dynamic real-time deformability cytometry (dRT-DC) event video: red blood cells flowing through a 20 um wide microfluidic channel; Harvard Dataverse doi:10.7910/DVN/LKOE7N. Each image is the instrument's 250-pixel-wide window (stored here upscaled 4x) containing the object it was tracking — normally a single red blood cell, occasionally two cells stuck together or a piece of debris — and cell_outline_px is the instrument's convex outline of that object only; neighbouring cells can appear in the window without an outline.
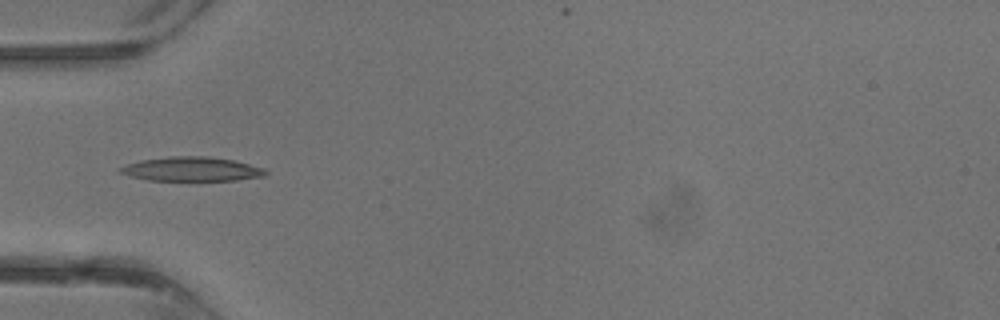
{"species": "common noctule bat (a hibernating species)", "species_latin": "Nyctalus noctula", "temperature_condition": "warm", "stored_images_in_passage": 15, "camera_frame_rate_fps": 3000, "um_per_image_px": 0.085, "animal": {"sex": "male", "body_mass_g": 13.3}, "frame": {"image": 1, "passage_image": 13, "time_ms": 4.0, "image_size_px": [1000, 320], "cell_outline_px": [[268, 172], [264, 176], [236, 180], [148, 180], [132, 176], [120, 172], [116, 168], [140, 160], [168, 156], [208, 156], [232, 160], [264, 168]], "centroid_in_image_um": [16.28, 14.36], "position_along_channel_um": 68.7, "area_um2": 20.35}}